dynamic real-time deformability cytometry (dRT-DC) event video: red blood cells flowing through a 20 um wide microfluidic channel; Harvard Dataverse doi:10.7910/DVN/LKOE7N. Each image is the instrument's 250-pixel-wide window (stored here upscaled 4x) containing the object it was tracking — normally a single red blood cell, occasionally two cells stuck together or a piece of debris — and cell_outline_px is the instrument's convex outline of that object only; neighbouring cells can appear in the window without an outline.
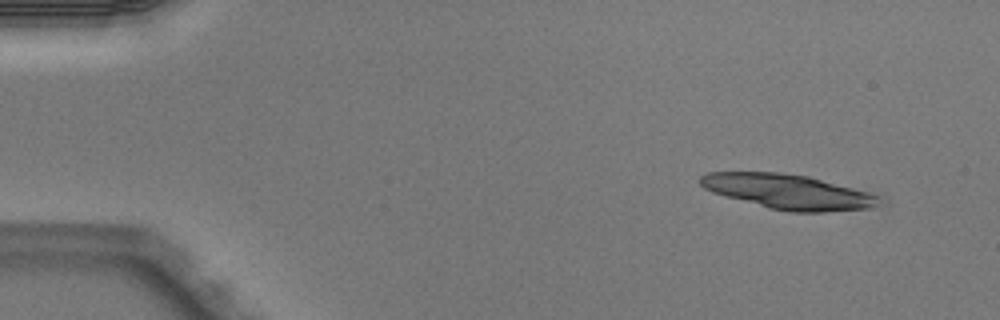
{"species": "Egyptian fruit bat (a non-hibernating species)", "species_latin": "Rousettus aegyptiacus", "temperature_condition": "warm", "stored_images_in_passage": 5, "camera_frame_rate_fps": 3000, "um_per_image_px": 0.085, "animal": {"sex": "male"}, "frame": {"image": 1, "passage_image": 1, "time_ms": 0.0, "image_size_px": [1000, 320], "cell_outline_px": [[876, 204], [872, 208], [824, 212], [788, 212], [768, 208], [724, 196], [712, 192], [704, 188], [696, 180], [700, 176], [708, 172], [780, 172], [808, 176], [868, 192], [876, 196]], "centroid_in_image_um": [66.88, 16.29], "position_along_channel_um": 18.1, "area_um2": 36.07}}